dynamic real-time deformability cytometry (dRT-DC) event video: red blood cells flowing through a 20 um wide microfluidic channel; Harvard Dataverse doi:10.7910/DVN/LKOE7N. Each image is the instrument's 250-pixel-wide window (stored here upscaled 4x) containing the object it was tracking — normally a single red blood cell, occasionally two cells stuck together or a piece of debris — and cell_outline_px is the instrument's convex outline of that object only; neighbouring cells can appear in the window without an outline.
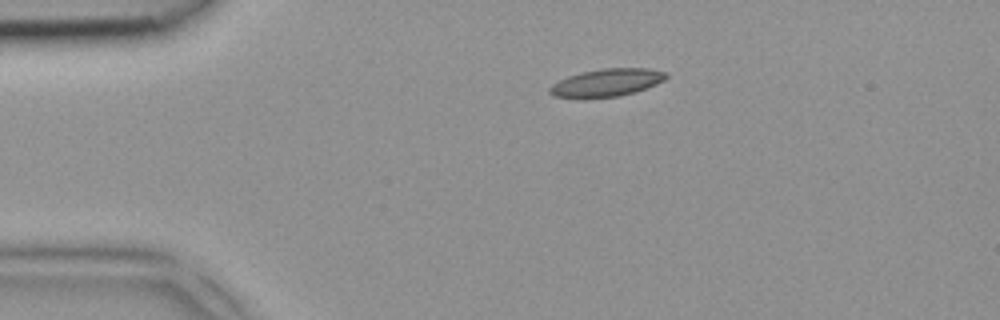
{"species": "common noctule bat (a hibernating species)", "species_latin": "Nyctalus noctula", "temperature_condition": "room temperature", "stored_images_in_passage": 2, "camera_frame_rate_fps": 3000, "um_per_image_px": 0.085, "animal": {"sex": "female", "body_mass_g": 18.4}, "frame": {"image": 1, "passage_image": 1, "time_ms": 0.0, "image_size_px": [1000, 320], "cell_outline_px": [[668, 76], [664, 80], [656, 84], [636, 92], [620, 96], [552, 96], [548, 92], [548, 88], [552, 84], [568, 76], [580, 72], [600, 68], [652, 68], [668, 72]], "centroid_in_image_um": [51.63, 6.98], "position_along_channel_um": 33.4, "area_um2": 18.55}}